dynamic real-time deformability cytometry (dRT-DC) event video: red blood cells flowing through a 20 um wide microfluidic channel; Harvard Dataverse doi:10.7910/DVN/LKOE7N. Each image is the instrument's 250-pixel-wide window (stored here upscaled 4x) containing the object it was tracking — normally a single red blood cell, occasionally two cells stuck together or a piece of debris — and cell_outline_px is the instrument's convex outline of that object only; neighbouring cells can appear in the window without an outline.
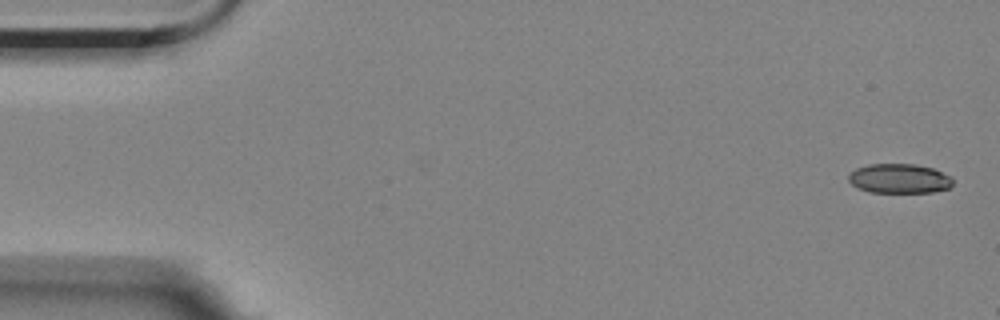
{"species": "Egyptian fruit bat (a non-hibernating species)", "species_latin": "Rousettus aegyptiacus", "temperature_condition": "room temperature", "stored_images_in_passage": 3, "camera_frame_rate_fps": 3000, "um_per_image_px": 0.085, "animal": {"sex": "female"}, "frame": {"image": 1, "passage_image": 1, "time_ms": 0.0, "image_size_px": [1000, 320], "cell_outline_px": [[952, 184], [948, 188], [932, 192], [868, 192], [856, 188], [848, 180], [848, 176], [856, 168], [868, 164], [916, 164], [932, 168], [952, 176]], "centroid_in_image_um": [76.42, 15.17], "position_along_channel_um": 8.6, "area_um2": 17.98}}